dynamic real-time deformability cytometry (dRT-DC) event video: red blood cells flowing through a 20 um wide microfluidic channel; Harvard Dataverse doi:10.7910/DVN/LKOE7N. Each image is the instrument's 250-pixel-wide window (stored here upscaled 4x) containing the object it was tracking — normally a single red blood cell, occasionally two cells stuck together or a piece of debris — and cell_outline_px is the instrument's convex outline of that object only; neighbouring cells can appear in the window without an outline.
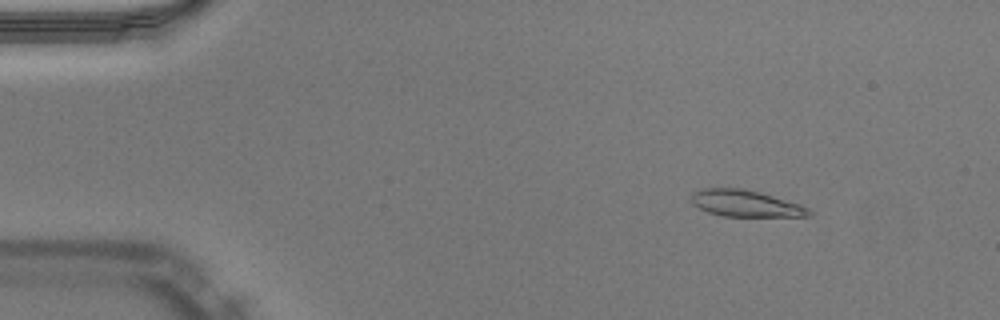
{"species": "Egyptian fruit bat (a non-hibernating species)", "species_latin": "Rousettus aegyptiacus", "temperature_condition": "warm", "stored_images_in_passage": 16, "camera_frame_rate_fps": 3000, "um_per_image_px": 0.085, "animal": {"sex": "male"}, "frame": {"image": 1, "passage_image": 7, "time_ms": 2.0, "image_size_px": [1000, 320], "cell_outline_px": [[812, 212], [808, 216], [724, 216], [708, 212], [692, 204], [692, 192], [704, 188], [744, 188], [760, 192], [800, 204], [808, 208]], "centroid_in_image_um": [63.36, 17.28], "position_along_channel_um": 21.6, "area_um2": 18.09}}